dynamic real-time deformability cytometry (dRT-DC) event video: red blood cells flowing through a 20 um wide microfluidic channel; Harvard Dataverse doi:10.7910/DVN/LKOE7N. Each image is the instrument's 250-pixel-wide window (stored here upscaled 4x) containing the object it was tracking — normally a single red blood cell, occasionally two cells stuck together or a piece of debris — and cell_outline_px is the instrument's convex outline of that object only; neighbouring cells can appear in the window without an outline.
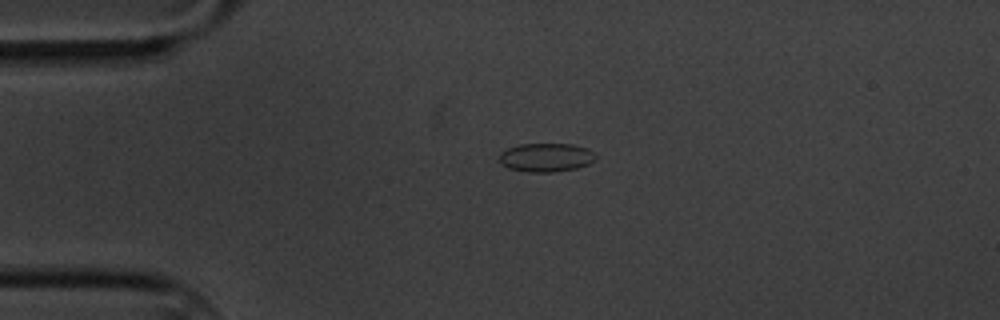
{"species": "common noctule bat (a hibernating species)", "species_latin": "Nyctalus noctula", "temperature_condition": "cold", "stored_images_in_passage": 2, "camera_frame_rate_fps": 3000, "um_per_image_px": 0.085, "animal": {"sex": "male", "body_mass_g": 20.1, "forearm_length_mm": 53.5}, "frame": {"image": 1, "passage_image": 1, "time_ms": 0.0, "image_size_px": [1000, 320], "cell_outline_px": [[596, 160], [588, 164], [576, 168], [552, 172], [528, 172], [508, 168], [500, 164], [500, 152], [508, 148], [520, 144], [572, 144], [588, 148], [596, 152]], "centroid_in_image_um": [46.44, 13.38], "position_along_channel_um": 38.6, "area_um2": 16.24}}